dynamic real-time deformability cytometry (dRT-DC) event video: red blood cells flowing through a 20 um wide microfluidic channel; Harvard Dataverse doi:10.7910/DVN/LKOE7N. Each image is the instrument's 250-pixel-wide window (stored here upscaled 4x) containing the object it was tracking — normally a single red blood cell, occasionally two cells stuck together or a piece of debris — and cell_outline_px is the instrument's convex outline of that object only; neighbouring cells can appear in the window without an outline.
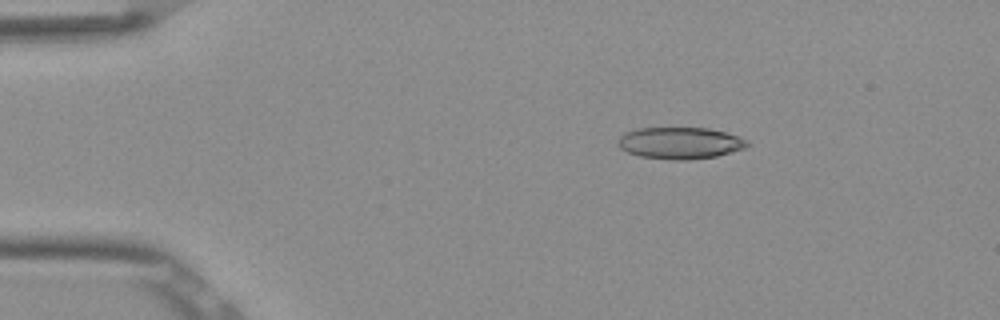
{"species": "Egyptian fruit bat (a non-hibernating species)", "species_latin": "Rousettus aegyptiacus", "temperature_condition": "room temperature", "stored_images_in_passage": 44, "camera_frame_rate_fps": 3000, "um_per_image_px": 0.085, "frame": {"image": 1, "passage_image": 1, "time_ms": 0.0, "image_size_px": [1000, 320], "cell_outline_px": [[748, 144], [744, 148], [716, 156], [688, 160], [676, 160], [640, 156], [628, 152], [620, 148], [616, 144], [620, 136], [624, 132], [636, 128], [708, 128], [724, 132], [748, 140]], "centroid_in_image_um": [57.75, 12.15], "position_along_channel_um": 27.2, "area_um2": 23.76}}
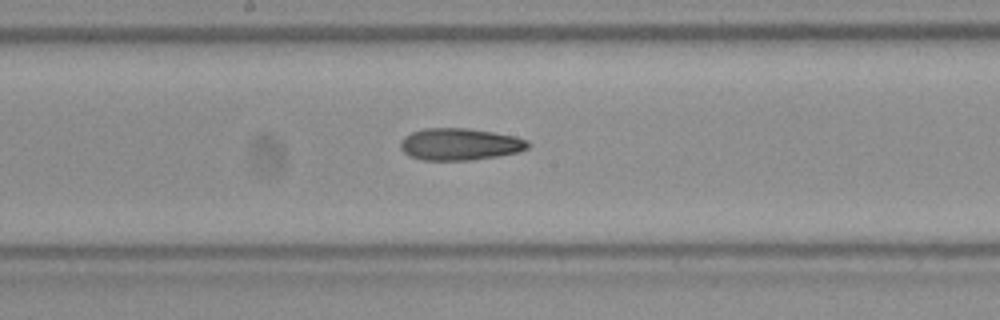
{"frame": {"image": 2, "passage_image": 20, "time_ms": 6.333, "image_size_px": [1000, 320], "cell_outline_px": [[532, 144], [528, 148], [520, 152], [472, 160], [420, 160], [408, 156], [400, 148], [400, 140], [404, 136], [412, 132], [424, 128], [468, 128], [516, 136], [528, 140]], "centroid_in_image_um": [39.09, 12.26], "position_along_channel_um": 209.1, "area_um2": 24.04}}
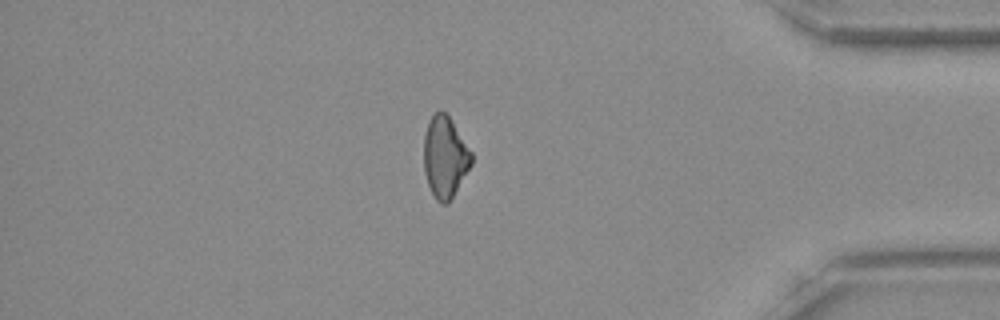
{"frame": {"image": 3, "passage_image": 37, "time_ms": 12.0, "image_size_px": [1000, 320], "cell_outline_px": [[472, 164], [448, 204], [440, 204], [436, 200], [428, 184], [424, 172], [424, 136], [428, 120], [440, 108], [448, 116], [472, 152]], "centroid_in_image_um": [37.81, 13.36], "position_along_channel_um": 397.4, "area_um2": 22.48}, "authors_computed_cell_mechanics": {"area_um2": 23.7558, "velocity_mm_per_s": 3.8769, "shape_relaxation_time_tau1_ms": null, "shape_relaxation_time_tau2_ms": 3.1684, "deformation_change_tau1": null, "deformation_change_tau2": 0.1204}}